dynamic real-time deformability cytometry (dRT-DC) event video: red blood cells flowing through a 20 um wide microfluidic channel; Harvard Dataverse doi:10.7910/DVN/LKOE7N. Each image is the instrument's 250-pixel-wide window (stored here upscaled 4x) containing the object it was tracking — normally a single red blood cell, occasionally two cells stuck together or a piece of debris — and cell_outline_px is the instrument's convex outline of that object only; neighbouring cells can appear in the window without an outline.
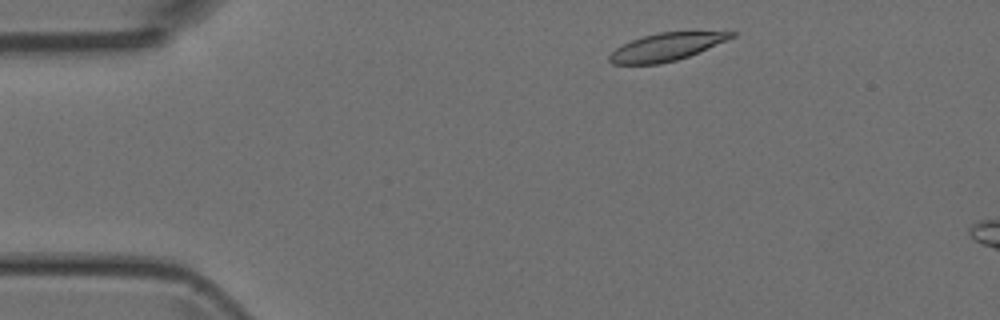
{"species": "Egyptian fruit bat (a non-hibernating species)", "species_latin": "Rousettus aegyptiacus", "temperature_condition": "room temperature", "stored_images_in_passage": 3, "camera_frame_rate_fps": 3000, "um_per_image_px": 0.085, "animal": {"sex": "female"}, "frame": {"image": 1, "passage_image": 1, "time_ms": 0.0, "image_size_px": [1000, 320], "cell_outline_px": [[736, 36], [688, 56], [676, 60], [660, 64], [612, 64], [608, 60], [608, 56], [616, 48], [632, 40], [644, 36], [660, 32], [736, 32]], "centroid_in_image_um": [56.6, 4.0], "position_along_channel_um": 28.4, "area_um2": 19.25}}